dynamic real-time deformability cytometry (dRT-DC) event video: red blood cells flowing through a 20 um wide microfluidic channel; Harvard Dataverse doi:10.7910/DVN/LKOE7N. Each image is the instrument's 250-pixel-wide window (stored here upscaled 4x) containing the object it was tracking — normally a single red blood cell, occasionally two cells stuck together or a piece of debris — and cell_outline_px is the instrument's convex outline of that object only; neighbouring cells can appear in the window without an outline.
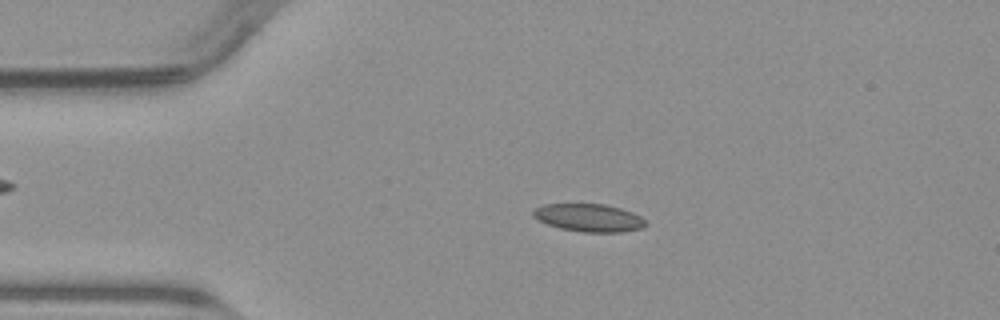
{"species": "common noctule bat (a hibernating species)", "species_latin": "Nyctalus noctula", "temperature_condition": "warm", "stored_images_in_passage": 46, "camera_frame_rate_fps": 3000, "um_per_image_px": 0.085, "animal": {"sex": "male", "body_mass_g": 23.1, "forearm_length_mm": 52.7}, "frame": {"image": 1, "passage_image": 7, "time_ms": 2.0, "image_size_px": [1000, 320], "cell_outline_px": [[648, 224], [644, 228], [620, 232], [580, 232], [560, 228], [548, 224], [532, 216], [532, 212], [536, 208], [544, 204], [604, 204], [620, 208], [632, 212], [640, 216]], "centroid_in_image_um": [50.08, 18.51], "position_along_channel_um": 34.9, "area_um2": 18.21}}
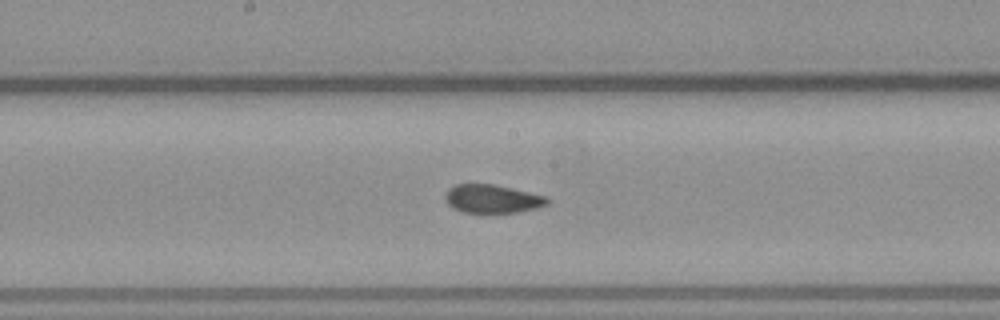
{"frame": {"image": 2, "passage_image": 22, "time_ms": 7.0, "image_size_px": [1000, 320], "cell_outline_px": [[548, 204], [536, 208], [516, 212], [464, 212], [452, 208], [448, 204], [444, 196], [448, 188], [456, 184], [492, 184], [512, 188], [544, 196], [548, 200]], "centroid_in_image_um": [41.79, 16.89], "position_along_channel_um": 206.4, "area_um2": 16.65}}
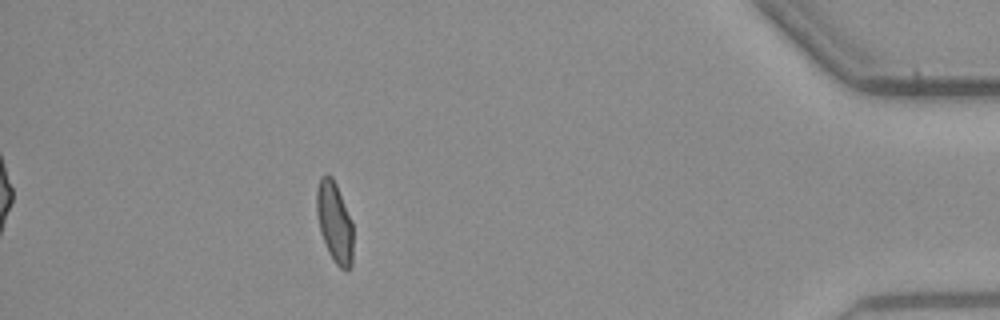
{"frame": {"image": 3, "passage_image": 41, "time_ms": 13.333, "image_size_px": [1000, 320], "cell_outline_px": [[352, 264], [348, 268], [340, 268], [336, 264], [328, 252], [320, 232], [316, 212], [316, 192], [320, 176], [324, 172], [328, 172], [332, 176], [336, 184], [352, 220]], "centroid_in_image_um": [28.41, 18.82], "position_along_channel_um": 406.8, "area_um2": 17.28}}